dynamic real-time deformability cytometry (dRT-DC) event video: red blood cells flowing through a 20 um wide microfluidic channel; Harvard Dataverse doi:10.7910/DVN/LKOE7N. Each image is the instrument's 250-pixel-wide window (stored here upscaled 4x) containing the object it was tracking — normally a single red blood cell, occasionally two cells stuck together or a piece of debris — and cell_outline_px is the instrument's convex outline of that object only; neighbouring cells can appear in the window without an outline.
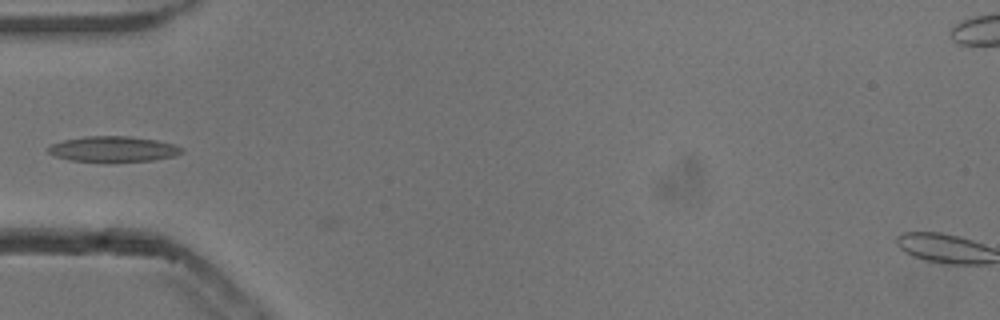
{"species": "common noctule bat (a hibernating species)", "species_latin": "Nyctalus noctula", "temperature_condition": "cold", "stored_images_in_passage": 3, "camera_frame_rate_fps": 3000, "um_per_image_px": 0.085, "animal": {"sex": "male", "body_mass_g": 13.3}, "frame": {"image": 1, "passage_image": 2, "time_ms": 0.333, "image_size_px": [1000, 320], "cell_outline_px": [[184, 152], [176, 156], [152, 160], [68, 160], [56, 156], [48, 152], [48, 148], [52, 144], [64, 140], [84, 136], [128, 136], [156, 140], [176, 144], [184, 148]], "centroid_in_image_um": [9.69, 12.64], "position_along_channel_um": 75.3, "area_um2": 19.42}}